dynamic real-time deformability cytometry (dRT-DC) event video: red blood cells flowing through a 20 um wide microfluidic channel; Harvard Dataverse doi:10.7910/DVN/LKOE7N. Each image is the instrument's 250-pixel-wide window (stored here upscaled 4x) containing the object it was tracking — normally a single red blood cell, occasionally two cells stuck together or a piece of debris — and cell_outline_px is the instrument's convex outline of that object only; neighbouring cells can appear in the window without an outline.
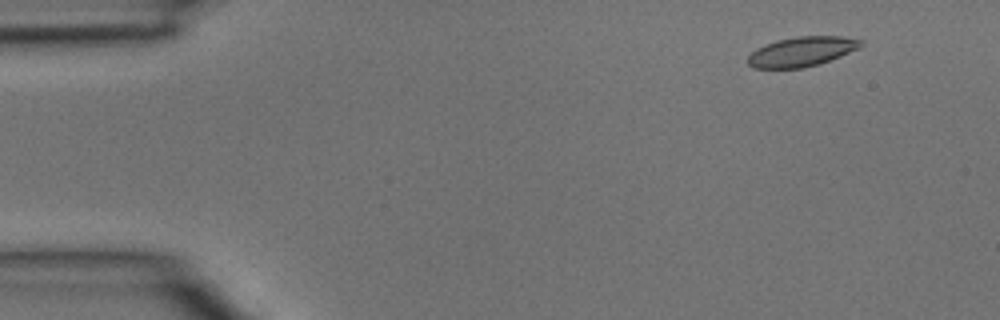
{"species": "common noctule bat (a hibernating species)", "species_latin": "Nyctalus noctula", "temperature_condition": "room temperature", "stored_images_in_passage": 3, "camera_frame_rate_fps": 3000, "um_per_image_px": 0.085, "animal": {"sex": "male", "body_mass_g": 15.6}, "frame": {"image": 1, "passage_image": 1, "time_ms": 0.0, "image_size_px": [1000, 320], "cell_outline_px": [[864, 44], [860, 48], [820, 64], [804, 68], [752, 68], [748, 64], [748, 56], [756, 48], [776, 40], [796, 36], [840, 36], [864, 40]], "centroid_in_image_um": [68.17, 4.38], "position_along_channel_um": 16.8, "area_um2": 19.71}}
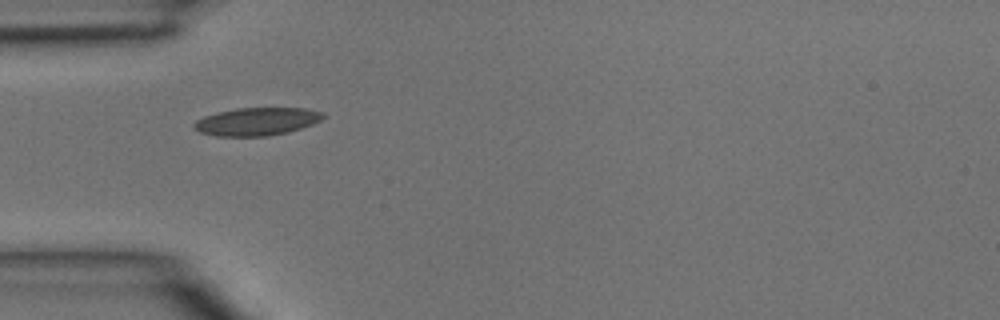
{"frame": {"image": 2, "passage_image": 3, "time_ms": 0.667, "image_size_px": [1000, 320], "cell_outline_px": [[328, 116], [312, 124], [288, 132], [268, 136], [216, 136], [200, 132], [192, 124], [196, 120], [204, 116], [216, 112], [236, 108], [304, 108], [324, 112]], "centroid_in_image_um": [21.84, 10.32], "position_along_channel_um": 63.2, "area_um2": 21.04}}